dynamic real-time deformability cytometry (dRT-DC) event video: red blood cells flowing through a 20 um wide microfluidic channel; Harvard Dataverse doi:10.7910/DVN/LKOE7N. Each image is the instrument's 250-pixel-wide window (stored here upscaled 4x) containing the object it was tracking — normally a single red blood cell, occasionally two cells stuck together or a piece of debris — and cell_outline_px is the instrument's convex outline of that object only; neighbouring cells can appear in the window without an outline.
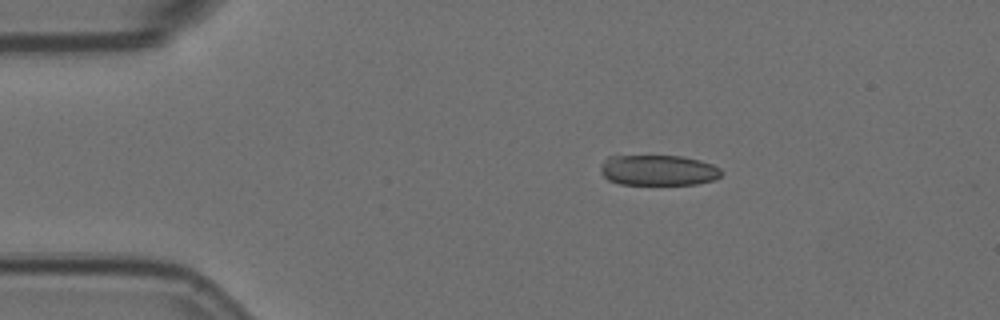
{"species": "Egyptian fruit bat (a non-hibernating species)", "species_latin": "Rousettus aegyptiacus", "temperature_condition": "room temperature", "stored_images_in_passage": 3, "camera_frame_rate_fps": 3000, "um_per_image_px": 0.085, "animal": {"sex": "female"}, "frame": {"image": 1, "passage_image": 1, "time_ms": 0.0, "image_size_px": [1000, 320], "cell_outline_px": [[724, 172], [720, 176], [712, 180], [696, 184], [620, 184], [608, 180], [600, 172], [600, 164], [608, 156], [684, 156], [700, 160], [712, 164], [720, 168]], "centroid_in_image_um": [55.94, 14.46], "position_along_channel_um": 29.1, "area_um2": 21.62}}